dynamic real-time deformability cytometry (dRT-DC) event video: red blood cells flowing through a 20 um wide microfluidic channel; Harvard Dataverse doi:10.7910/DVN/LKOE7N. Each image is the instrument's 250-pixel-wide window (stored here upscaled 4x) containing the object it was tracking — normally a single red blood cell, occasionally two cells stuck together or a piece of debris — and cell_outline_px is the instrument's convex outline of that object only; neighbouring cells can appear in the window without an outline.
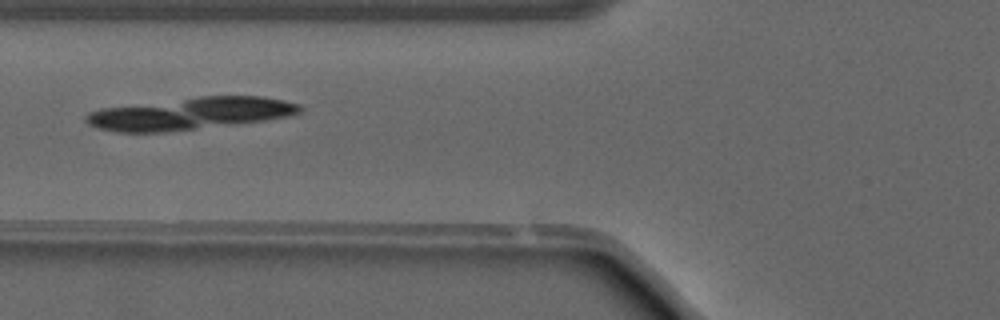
{"species": "common noctule bat (a hibernating species)", "species_latin": "Nyctalus noctula", "temperature_condition": "warm", "stored_images_in_passage": 18, "camera_frame_rate_fps": 3000, "um_per_image_px": 0.085, "animal": {"sex": "male", "forearm_length_mm": 52.5}, "frame": {"image": 1, "passage_image": 14, "time_ms": 4.333, "image_size_px": [1000, 320], "cell_outline_px": [[304, 108], [300, 112], [292, 116], [268, 120], [164, 132], [116, 132], [100, 128], [88, 124], [84, 120], [84, 116], [88, 112], [100, 108], [200, 96], [264, 96], [284, 100], [300, 104]], "centroid_in_image_um": [16.19, 9.65], "position_along_channel_um": 109.6, "area_um2": 40.23}}